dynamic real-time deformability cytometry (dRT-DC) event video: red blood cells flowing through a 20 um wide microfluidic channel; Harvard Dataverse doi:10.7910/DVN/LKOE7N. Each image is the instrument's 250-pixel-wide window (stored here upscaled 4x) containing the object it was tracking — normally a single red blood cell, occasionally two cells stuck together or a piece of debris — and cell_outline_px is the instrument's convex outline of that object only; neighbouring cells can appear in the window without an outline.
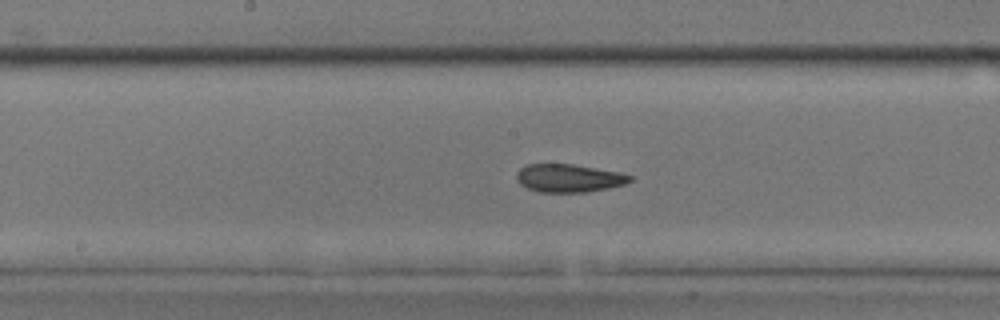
{"species": "common noctule bat (a hibernating species)", "species_latin": "Nyctalus noctula", "temperature_condition": "room temperature", "stored_images_in_passage": 23, "camera_frame_rate_fps": 3000, "um_per_image_px": 0.085, "animal": {"sex": "male", "body_mass_g": 17.9, "forearm_length_mm": 54.2}, "frame": {"image": 1, "passage_image": 10, "time_ms": 3.0, "image_size_px": [1000, 320], "cell_outline_px": [[636, 176], [632, 180], [624, 184], [608, 188], [584, 192], [540, 192], [528, 188], [520, 184], [516, 180], [516, 172], [520, 168], [528, 164], [572, 164], [620, 172]], "centroid_in_image_um": [48.36, 15.13], "position_along_channel_um": 199.8, "area_um2": 18.61}}